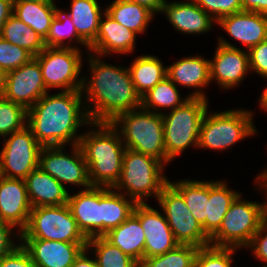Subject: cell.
Segmentation results:
<instances>
[{
  "mask_svg": "<svg viewBox=\"0 0 267 267\" xmlns=\"http://www.w3.org/2000/svg\"><path fill=\"white\" fill-rule=\"evenodd\" d=\"M70 16L79 37L90 46L97 35L102 12L97 0H71Z\"/></svg>",
  "mask_w": 267,
  "mask_h": 267,
  "instance_id": "cell-28",
  "label": "cell"
},
{
  "mask_svg": "<svg viewBox=\"0 0 267 267\" xmlns=\"http://www.w3.org/2000/svg\"><path fill=\"white\" fill-rule=\"evenodd\" d=\"M167 77L178 86L187 88H200L188 97L207 99L201 88L207 87L210 83V59L199 56H189L179 59L177 62L167 66ZM177 83V84H176Z\"/></svg>",
  "mask_w": 267,
  "mask_h": 267,
  "instance_id": "cell-23",
  "label": "cell"
},
{
  "mask_svg": "<svg viewBox=\"0 0 267 267\" xmlns=\"http://www.w3.org/2000/svg\"><path fill=\"white\" fill-rule=\"evenodd\" d=\"M80 137L79 145L88 167L92 186L113 187L119 180L126 147L111 123H92Z\"/></svg>",
  "mask_w": 267,
  "mask_h": 267,
  "instance_id": "cell-3",
  "label": "cell"
},
{
  "mask_svg": "<svg viewBox=\"0 0 267 267\" xmlns=\"http://www.w3.org/2000/svg\"><path fill=\"white\" fill-rule=\"evenodd\" d=\"M64 146L42 147L39 155V168L48 173L63 186L73 184L84 189L92 185L89 181L88 167L79 144L73 145L68 155Z\"/></svg>",
  "mask_w": 267,
  "mask_h": 267,
  "instance_id": "cell-13",
  "label": "cell"
},
{
  "mask_svg": "<svg viewBox=\"0 0 267 267\" xmlns=\"http://www.w3.org/2000/svg\"><path fill=\"white\" fill-rule=\"evenodd\" d=\"M87 247L80 253L76 258L71 267H99L97 260L94 258H89Z\"/></svg>",
  "mask_w": 267,
  "mask_h": 267,
  "instance_id": "cell-47",
  "label": "cell"
},
{
  "mask_svg": "<svg viewBox=\"0 0 267 267\" xmlns=\"http://www.w3.org/2000/svg\"><path fill=\"white\" fill-rule=\"evenodd\" d=\"M67 204L87 240L101 236V186H91L72 196L69 193Z\"/></svg>",
  "mask_w": 267,
  "mask_h": 267,
  "instance_id": "cell-19",
  "label": "cell"
},
{
  "mask_svg": "<svg viewBox=\"0 0 267 267\" xmlns=\"http://www.w3.org/2000/svg\"><path fill=\"white\" fill-rule=\"evenodd\" d=\"M102 17L96 38L89 46V53H95L102 58L109 54L112 55V53L125 55L133 52L137 33L123 27L106 12Z\"/></svg>",
  "mask_w": 267,
  "mask_h": 267,
  "instance_id": "cell-20",
  "label": "cell"
},
{
  "mask_svg": "<svg viewBox=\"0 0 267 267\" xmlns=\"http://www.w3.org/2000/svg\"><path fill=\"white\" fill-rule=\"evenodd\" d=\"M68 38L70 39V41L67 42L68 44H66L65 40H67ZM72 39L76 41L77 45L80 44L83 45V47L85 46L86 49H89V46L77 34L75 26L67 12H64L62 9H57V14L55 19L52 21L49 34L44 40L45 46L73 47L79 49L77 45L75 47L69 44L73 41Z\"/></svg>",
  "mask_w": 267,
  "mask_h": 267,
  "instance_id": "cell-36",
  "label": "cell"
},
{
  "mask_svg": "<svg viewBox=\"0 0 267 267\" xmlns=\"http://www.w3.org/2000/svg\"><path fill=\"white\" fill-rule=\"evenodd\" d=\"M213 60H210V80L222 89L233 88L244 80L249 68L248 50H242L221 36Z\"/></svg>",
  "mask_w": 267,
  "mask_h": 267,
  "instance_id": "cell-15",
  "label": "cell"
},
{
  "mask_svg": "<svg viewBox=\"0 0 267 267\" xmlns=\"http://www.w3.org/2000/svg\"><path fill=\"white\" fill-rule=\"evenodd\" d=\"M82 56V51L73 47H45L35 56L46 89L81 90L83 78L80 79L79 75L83 65Z\"/></svg>",
  "mask_w": 267,
  "mask_h": 267,
  "instance_id": "cell-10",
  "label": "cell"
},
{
  "mask_svg": "<svg viewBox=\"0 0 267 267\" xmlns=\"http://www.w3.org/2000/svg\"><path fill=\"white\" fill-rule=\"evenodd\" d=\"M93 248V249H92ZM87 249L93 250L99 267H139V264L104 236L87 240Z\"/></svg>",
  "mask_w": 267,
  "mask_h": 267,
  "instance_id": "cell-35",
  "label": "cell"
},
{
  "mask_svg": "<svg viewBox=\"0 0 267 267\" xmlns=\"http://www.w3.org/2000/svg\"><path fill=\"white\" fill-rule=\"evenodd\" d=\"M110 123L121 133L126 148L160 160L164 166L171 162L165 151L162 114L140 107L119 114Z\"/></svg>",
  "mask_w": 267,
  "mask_h": 267,
  "instance_id": "cell-5",
  "label": "cell"
},
{
  "mask_svg": "<svg viewBox=\"0 0 267 267\" xmlns=\"http://www.w3.org/2000/svg\"><path fill=\"white\" fill-rule=\"evenodd\" d=\"M15 228L12 224L0 220V259L12 252L20 243L16 244L12 241V236H17L20 241V233H14L12 230ZM16 234V235H15ZM11 236V237H10Z\"/></svg>",
  "mask_w": 267,
  "mask_h": 267,
  "instance_id": "cell-45",
  "label": "cell"
},
{
  "mask_svg": "<svg viewBox=\"0 0 267 267\" xmlns=\"http://www.w3.org/2000/svg\"><path fill=\"white\" fill-rule=\"evenodd\" d=\"M24 181L32 208L67 204L69 198L67 187L39 167L33 170Z\"/></svg>",
  "mask_w": 267,
  "mask_h": 267,
  "instance_id": "cell-24",
  "label": "cell"
},
{
  "mask_svg": "<svg viewBox=\"0 0 267 267\" xmlns=\"http://www.w3.org/2000/svg\"><path fill=\"white\" fill-rule=\"evenodd\" d=\"M47 92L40 65L34 57L25 65L6 72L5 88L1 95L29 109Z\"/></svg>",
  "mask_w": 267,
  "mask_h": 267,
  "instance_id": "cell-14",
  "label": "cell"
},
{
  "mask_svg": "<svg viewBox=\"0 0 267 267\" xmlns=\"http://www.w3.org/2000/svg\"><path fill=\"white\" fill-rule=\"evenodd\" d=\"M83 96L81 90L47 92L27 109V126L42 147L79 144V127L92 126Z\"/></svg>",
  "mask_w": 267,
  "mask_h": 267,
  "instance_id": "cell-1",
  "label": "cell"
},
{
  "mask_svg": "<svg viewBox=\"0 0 267 267\" xmlns=\"http://www.w3.org/2000/svg\"><path fill=\"white\" fill-rule=\"evenodd\" d=\"M36 267H71L87 247V242H62L38 238H20Z\"/></svg>",
  "mask_w": 267,
  "mask_h": 267,
  "instance_id": "cell-17",
  "label": "cell"
},
{
  "mask_svg": "<svg viewBox=\"0 0 267 267\" xmlns=\"http://www.w3.org/2000/svg\"><path fill=\"white\" fill-rule=\"evenodd\" d=\"M42 1H54V0H13V2H42Z\"/></svg>",
  "mask_w": 267,
  "mask_h": 267,
  "instance_id": "cell-52",
  "label": "cell"
},
{
  "mask_svg": "<svg viewBox=\"0 0 267 267\" xmlns=\"http://www.w3.org/2000/svg\"><path fill=\"white\" fill-rule=\"evenodd\" d=\"M6 137L0 151V176L24 180L39 167L42 146L27 125Z\"/></svg>",
  "mask_w": 267,
  "mask_h": 267,
  "instance_id": "cell-12",
  "label": "cell"
},
{
  "mask_svg": "<svg viewBox=\"0 0 267 267\" xmlns=\"http://www.w3.org/2000/svg\"><path fill=\"white\" fill-rule=\"evenodd\" d=\"M258 176H259L260 178H267V167H266L265 170H263L262 173L258 174Z\"/></svg>",
  "mask_w": 267,
  "mask_h": 267,
  "instance_id": "cell-53",
  "label": "cell"
},
{
  "mask_svg": "<svg viewBox=\"0 0 267 267\" xmlns=\"http://www.w3.org/2000/svg\"><path fill=\"white\" fill-rule=\"evenodd\" d=\"M255 182L259 189H264L267 199L266 183L259 176ZM241 196L242 194H239L232 202L219 229L210 237L211 246L237 249L247 247L267 217V201L251 202L242 199Z\"/></svg>",
  "mask_w": 267,
  "mask_h": 267,
  "instance_id": "cell-4",
  "label": "cell"
},
{
  "mask_svg": "<svg viewBox=\"0 0 267 267\" xmlns=\"http://www.w3.org/2000/svg\"><path fill=\"white\" fill-rule=\"evenodd\" d=\"M0 36L9 43L26 49L34 57L46 47L44 39L13 14L3 25Z\"/></svg>",
  "mask_w": 267,
  "mask_h": 267,
  "instance_id": "cell-33",
  "label": "cell"
},
{
  "mask_svg": "<svg viewBox=\"0 0 267 267\" xmlns=\"http://www.w3.org/2000/svg\"><path fill=\"white\" fill-rule=\"evenodd\" d=\"M105 12L123 27L137 34H143L155 16L147 8L127 0H114Z\"/></svg>",
  "mask_w": 267,
  "mask_h": 267,
  "instance_id": "cell-31",
  "label": "cell"
},
{
  "mask_svg": "<svg viewBox=\"0 0 267 267\" xmlns=\"http://www.w3.org/2000/svg\"><path fill=\"white\" fill-rule=\"evenodd\" d=\"M87 53L89 72H92L89 80L82 77L81 91L91 122L110 123L119 114L140 108L141 96L136 92L128 67L104 63L100 56Z\"/></svg>",
  "mask_w": 267,
  "mask_h": 267,
  "instance_id": "cell-2",
  "label": "cell"
},
{
  "mask_svg": "<svg viewBox=\"0 0 267 267\" xmlns=\"http://www.w3.org/2000/svg\"><path fill=\"white\" fill-rule=\"evenodd\" d=\"M32 58L34 56L26 49L11 44L0 36V68L5 72L25 65Z\"/></svg>",
  "mask_w": 267,
  "mask_h": 267,
  "instance_id": "cell-40",
  "label": "cell"
},
{
  "mask_svg": "<svg viewBox=\"0 0 267 267\" xmlns=\"http://www.w3.org/2000/svg\"><path fill=\"white\" fill-rule=\"evenodd\" d=\"M31 205L23 179L0 176V220L21 232L28 223Z\"/></svg>",
  "mask_w": 267,
  "mask_h": 267,
  "instance_id": "cell-18",
  "label": "cell"
},
{
  "mask_svg": "<svg viewBox=\"0 0 267 267\" xmlns=\"http://www.w3.org/2000/svg\"><path fill=\"white\" fill-rule=\"evenodd\" d=\"M133 214L139 219L145 234L144 258L162 255L179 245L165 215L147 202L137 203Z\"/></svg>",
  "mask_w": 267,
  "mask_h": 267,
  "instance_id": "cell-16",
  "label": "cell"
},
{
  "mask_svg": "<svg viewBox=\"0 0 267 267\" xmlns=\"http://www.w3.org/2000/svg\"><path fill=\"white\" fill-rule=\"evenodd\" d=\"M237 248L207 246L199 248L194 267H231L233 255Z\"/></svg>",
  "mask_w": 267,
  "mask_h": 267,
  "instance_id": "cell-39",
  "label": "cell"
},
{
  "mask_svg": "<svg viewBox=\"0 0 267 267\" xmlns=\"http://www.w3.org/2000/svg\"><path fill=\"white\" fill-rule=\"evenodd\" d=\"M183 197L194 218L206 233L207 199H209V182L199 180L168 181Z\"/></svg>",
  "mask_w": 267,
  "mask_h": 267,
  "instance_id": "cell-32",
  "label": "cell"
},
{
  "mask_svg": "<svg viewBox=\"0 0 267 267\" xmlns=\"http://www.w3.org/2000/svg\"><path fill=\"white\" fill-rule=\"evenodd\" d=\"M250 71L267 78V40L248 50Z\"/></svg>",
  "mask_w": 267,
  "mask_h": 267,
  "instance_id": "cell-42",
  "label": "cell"
},
{
  "mask_svg": "<svg viewBox=\"0 0 267 267\" xmlns=\"http://www.w3.org/2000/svg\"><path fill=\"white\" fill-rule=\"evenodd\" d=\"M13 14V0H0V34L3 25Z\"/></svg>",
  "mask_w": 267,
  "mask_h": 267,
  "instance_id": "cell-48",
  "label": "cell"
},
{
  "mask_svg": "<svg viewBox=\"0 0 267 267\" xmlns=\"http://www.w3.org/2000/svg\"><path fill=\"white\" fill-rule=\"evenodd\" d=\"M242 11H251L267 15V0H241Z\"/></svg>",
  "mask_w": 267,
  "mask_h": 267,
  "instance_id": "cell-46",
  "label": "cell"
},
{
  "mask_svg": "<svg viewBox=\"0 0 267 267\" xmlns=\"http://www.w3.org/2000/svg\"><path fill=\"white\" fill-rule=\"evenodd\" d=\"M252 111L244 109L210 113L200 124L198 148L226 150L239 140L257 133Z\"/></svg>",
  "mask_w": 267,
  "mask_h": 267,
  "instance_id": "cell-8",
  "label": "cell"
},
{
  "mask_svg": "<svg viewBox=\"0 0 267 267\" xmlns=\"http://www.w3.org/2000/svg\"><path fill=\"white\" fill-rule=\"evenodd\" d=\"M27 125V109L0 95V137H6Z\"/></svg>",
  "mask_w": 267,
  "mask_h": 267,
  "instance_id": "cell-38",
  "label": "cell"
},
{
  "mask_svg": "<svg viewBox=\"0 0 267 267\" xmlns=\"http://www.w3.org/2000/svg\"><path fill=\"white\" fill-rule=\"evenodd\" d=\"M180 96L177 86L168 77H165L141 97V107L157 114H163L164 112H161L162 109L167 108V110L170 109L171 111L181 106L189 98L187 96L183 99Z\"/></svg>",
  "mask_w": 267,
  "mask_h": 267,
  "instance_id": "cell-34",
  "label": "cell"
},
{
  "mask_svg": "<svg viewBox=\"0 0 267 267\" xmlns=\"http://www.w3.org/2000/svg\"><path fill=\"white\" fill-rule=\"evenodd\" d=\"M128 198L112 187L101 186V236L122 224L133 213L137 203Z\"/></svg>",
  "mask_w": 267,
  "mask_h": 267,
  "instance_id": "cell-26",
  "label": "cell"
},
{
  "mask_svg": "<svg viewBox=\"0 0 267 267\" xmlns=\"http://www.w3.org/2000/svg\"><path fill=\"white\" fill-rule=\"evenodd\" d=\"M104 237L138 264L144 259L145 234L139 219L133 213Z\"/></svg>",
  "mask_w": 267,
  "mask_h": 267,
  "instance_id": "cell-25",
  "label": "cell"
},
{
  "mask_svg": "<svg viewBox=\"0 0 267 267\" xmlns=\"http://www.w3.org/2000/svg\"><path fill=\"white\" fill-rule=\"evenodd\" d=\"M20 238H38L62 242H87L78 229L68 204L31 209Z\"/></svg>",
  "mask_w": 267,
  "mask_h": 267,
  "instance_id": "cell-9",
  "label": "cell"
},
{
  "mask_svg": "<svg viewBox=\"0 0 267 267\" xmlns=\"http://www.w3.org/2000/svg\"><path fill=\"white\" fill-rule=\"evenodd\" d=\"M267 185V178H261Z\"/></svg>",
  "mask_w": 267,
  "mask_h": 267,
  "instance_id": "cell-54",
  "label": "cell"
},
{
  "mask_svg": "<svg viewBox=\"0 0 267 267\" xmlns=\"http://www.w3.org/2000/svg\"><path fill=\"white\" fill-rule=\"evenodd\" d=\"M188 1V2H186ZM182 2L163 1L161 13L165 14L172 27L186 34H202L213 29L216 21L193 0Z\"/></svg>",
  "mask_w": 267,
  "mask_h": 267,
  "instance_id": "cell-22",
  "label": "cell"
},
{
  "mask_svg": "<svg viewBox=\"0 0 267 267\" xmlns=\"http://www.w3.org/2000/svg\"><path fill=\"white\" fill-rule=\"evenodd\" d=\"M164 164L151 156L126 148L123 155L122 171L119 180L112 187L136 203H146L147 197L158 200L163 187L168 183L164 176ZM127 194V195H126Z\"/></svg>",
  "mask_w": 267,
  "mask_h": 267,
  "instance_id": "cell-6",
  "label": "cell"
},
{
  "mask_svg": "<svg viewBox=\"0 0 267 267\" xmlns=\"http://www.w3.org/2000/svg\"><path fill=\"white\" fill-rule=\"evenodd\" d=\"M128 67L136 92L142 97L167 77V66L156 56L141 55Z\"/></svg>",
  "mask_w": 267,
  "mask_h": 267,
  "instance_id": "cell-29",
  "label": "cell"
},
{
  "mask_svg": "<svg viewBox=\"0 0 267 267\" xmlns=\"http://www.w3.org/2000/svg\"><path fill=\"white\" fill-rule=\"evenodd\" d=\"M247 247L252 249L255 258L263 263H267V217L261 223L258 231L253 235Z\"/></svg>",
  "mask_w": 267,
  "mask_h": 267,
  "instance_id": "cell-43",
  "label": "cell"
},
{
  "mask_svg": "<svg viewBox=\"0 0 267 267\" xmlns=\"http://www.w3.org/2000/svg\"><path fill=\"white\" fill-rule=\"evenodd\" d=\"M53 1L13 2V15L31 27L41 38H47L57 14Z\"/></svg>",
  "mask_w": 267,
  "mask_h": 267,
  "instance_id": "cell-27",
  "label": "cell"
},
{
  "mask_svg": "<svg viewBox=\"0 0 267 267\" xmlns=\"http://www.w3.org/2000/svg\"><path fill=\"white\" fill-rule=\"evenodd\" d=\"M135 2L148 10H150L154 15L158 12L161 14L162 4L164 0H127Z\"/></svg>",
  "mask_w": 267,
  "mask_h": 267,
  "instance_id": "cell-49",
  "label": "cell"
},
{
  "mask_svg": "<svg viewBox=\"0 0 267 267\" xmlns=\"http://www.w3.org/2000/svg\"><path fill=\"white\" fill-rule=\"evenodd\" d=\"M216 22L227 15L242 11L241 0H193Z\"/></svg>",
  "mask_w": 267,
  "mask_h": 267,
  "instance_id": "cell-41",
  "label": "cell"
},
{
  "mask_svg": "<svg viewBox=\"0 0 267 267\" xmlns=\"http://www.w3.org/2000/svg\"><path fill=\"white\" fill-rule=\"evenodd\" d=\"M240 193L228 188L223 181H209L207 199L206 234L211 237L220 227L224 215Z\"/></svg>",
  "mask_w": 267,
  "mask_h": 267,
  "instance_id": "cell-30",
  "label": "cell"
},
{
  "mask_svg": "<svg viewBox=\"0 0 267 267\" xmlns=\"http://www.w3.org/2000/svg\"><path fill=\"white\" fill-rule=\"evenodd\" d=\"M208 110V100L189 97L181 106L163 113L166 156L172 161L188 147H197L200 124Z\"/></svg>",
  "mask_w": 267,
  "mask_h": 267,
  "instance_id": "cell-7",
  "label": "cell"
},
{
  "mask_svg": "<svg viewBox=\"0 0 267 267\" xmlns=\"http://www.w3.org/2000/svg\"><path fill=\"white\" fill-rule=\"evenodd\" d=\"M157 202L179 244L198 248L210 246V237L191 214L182 195L169 182L163 187Z\"/></svg>",
  "mask_w": 267,
  "mask_h": 267,
  "instance_id": "cell-11",
  "label": "cell"
},
{
  "mask_svg": "<svg viewBox=\"0 0 267 267\" xmlns=\"http://www.w3.org/2000/svg\"><path fill=\"white\" fill-rule=\"evenodd\" d=\"M6 72L0 68V95L3 93L5 88Z\"/></svg>",
  "mask_w": 267,
  "mask_h": 267,
  "instance_id": "cell-51",
  "label": "cell"
},
{
  "mask_svg": "<svg viewBox=\"0 0 267 267\" xmlns=\"http://www.w3.org/2000/svg\"><path fill=\"white\" fill-rule=\"evenodd\" d=\"M259 99L260 107H262L265 112L267 111V87H265Z\"/></svg>",
  "mask_w": 267,
  "mask_h": 267,
  "instance_id": "cell-50",
  "label": "cell"
},
{
  "mask_svg": "<svg viewBox=\"0 0 267 267\" xmlns=\"http://www.w3.org/2000/svg\"><path fill=\"white\" fill-rule=\"evenodd\" d=\"M216 24L222 27L236 41L243 43L247 50L267 40V15L241 11L220 18Z\"/></svg>",
  "mask_w": 267,
  "mask_h": 267,
  "instance_id": "cell-21",
  "label": "cell"
},
{
  "mask_svg": "<svg viewBox=\"0 0 267 267\" xmlns=\"http://www.w3.org/2000/svg\"><path fill=\"white\" fill-rule=\"evenodd\" d=\"M198 249L193 245L179 244L162 255L144 258L139 267H192Z\"/></svg>",
  "mask_w": 267,
  "mask_h": 267,
  "instance_id": "cell-37",
  "label": "cell"
},
{
  "mask_svg": "<svg viewBox=\"0 0 267 267\" xmlns=\"http://www.w3.org/2000/svg\"><path fill=\"white\" fill-rule=\"evenodd\" d=\"M0 267H36V265L20 243L12 252L0 259Z\"/></svg>",
  "mask_w": 267,
  "mask_h": 267,
  "instance_id": "cell-44",
  "label": "cell"
}]
</instances>
